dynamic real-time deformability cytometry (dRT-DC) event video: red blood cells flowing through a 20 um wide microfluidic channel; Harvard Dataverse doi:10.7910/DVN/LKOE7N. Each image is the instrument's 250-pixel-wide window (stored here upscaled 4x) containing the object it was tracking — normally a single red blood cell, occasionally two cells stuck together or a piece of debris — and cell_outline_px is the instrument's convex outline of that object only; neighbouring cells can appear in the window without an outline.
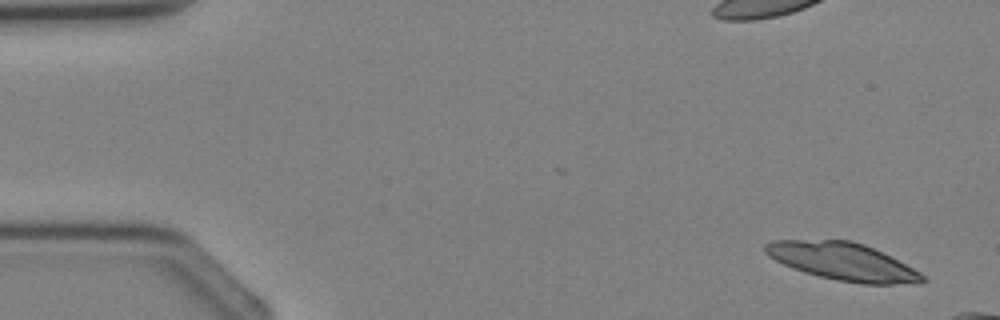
{"species": "Egyptian fruit bat (a non-hibernating species)", "species_latin": "Rousettus aegyptiacus", "temperature_condition": "cold", "stored_images_in_passage": 3, "camera_frame_rate_fps": 3000, "um_per_image_px": 0.085, "animal": {"sex": "female"}, "frame": {"image": 1, "passage_image": 3, "time_ms": 2.333, "image_size_px": [1000, 320], "cell_outline_px": [[928, 280], [892, 284], [860, 284], [836, 280], [804, 272], [792, 268], [776, 260], [764, 252], [764, 244], [772, 240], [852, 240], [864, 244], [920, 272]], "centroid_in_image_um": [71.56, 22.22], "position_along_channel_um": 13.4, "area_um2": 33.81}}